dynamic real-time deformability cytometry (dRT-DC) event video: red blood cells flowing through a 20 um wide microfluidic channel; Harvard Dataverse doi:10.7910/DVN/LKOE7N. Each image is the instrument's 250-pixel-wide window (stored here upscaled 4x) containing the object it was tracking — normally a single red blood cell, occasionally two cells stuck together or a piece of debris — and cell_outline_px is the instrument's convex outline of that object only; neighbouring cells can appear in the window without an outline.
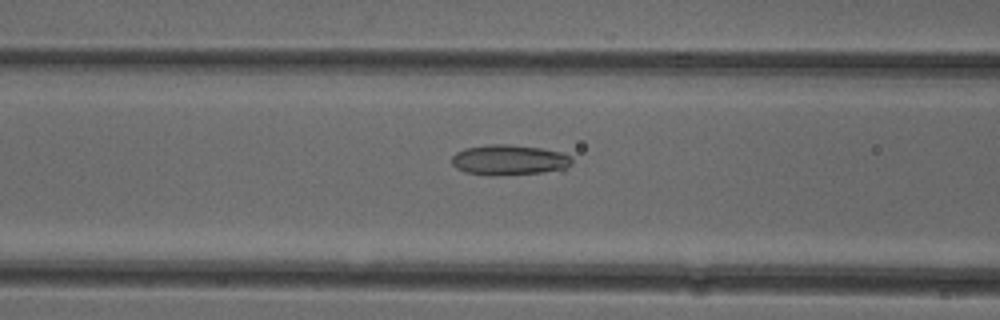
{"species": "common noctule bat (a hibernating species)", "species_latin": "Nyctalus noctula", "temperature_condition": "cold", "stored_images_in_passage": 52, "camera_frame_rate_fps": 3000, "um_per_image_px": 0.085, "animal": {"sex": "female"}, "frame": {"image": 1, "passage_image": 21, "time_ms": 6.667, "image_size_px": [1000, 320], "cell_outline_px": [[572, 164], [564, 172], [496, 176], [492, 176], [464, 172], [456, 168], [452, 164], [452, 156], [456, 152], [464, 148], [488, 144], [508, 144], [540, 148], [560, 152], [572, 156]], "centroid_in_image_um": [43.35, 13.63], "position_along_channel_um": 123.3, "area_um2": 22.08}}
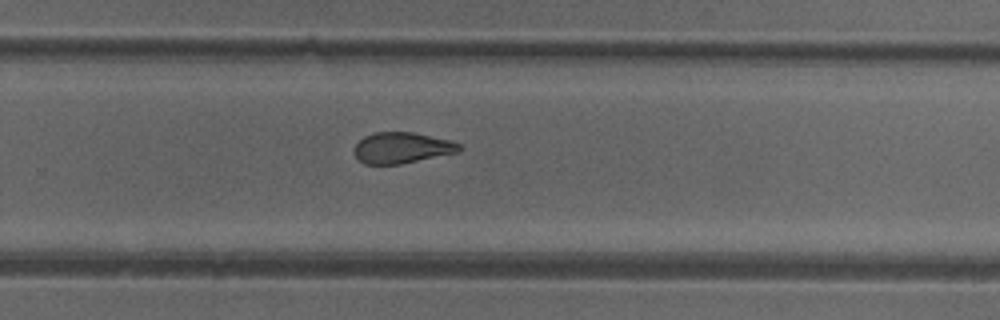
{"frame": {"image": 2, "passage_image": 34, "time_ms": 11.0, "image_size_px": [1000, 320], "cell_outline_px": [[464, 148], [460, 152], [400, 164], [364, 164], [352, 152], [356, 144], [364, 136], [372, 132], [416, 132], [452, 140], [460, 144]], "centroid_in_image_um": [34.2, 12.55], "position_along_channel_um": 295.6, "area_um2": 19.31}}
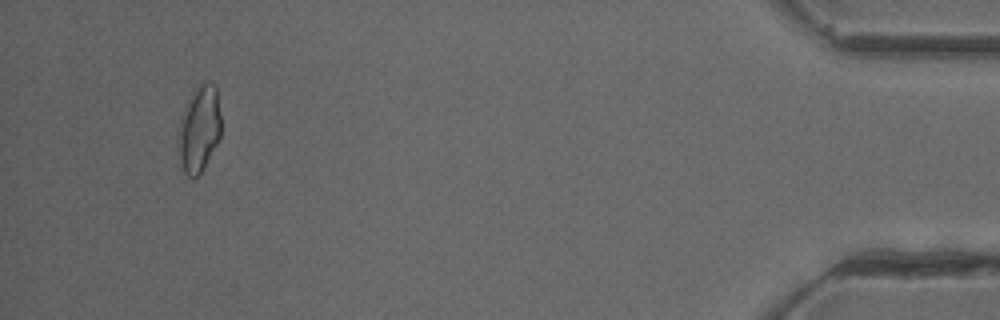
{"frame": {"image": 3, "passage_image": 49, "time_ms": 16.0, "image_size_px": [1000, 320], "cell_outline_px": [[220, 136], [216, 144], [200, 172], [192, 180], [184, 172], [180, 164], [180, 116], [196, 88], [208, 80], [216, 84], [220, 116]], "centroid_in_image_um": [16.95, 10.94], "position_along_channel_um": 418.3, "area_um2": 20.81}, "authors_computed_cell_mechanics": {"area_um2": 20.9236, "velocity_mm_per_s": 3.9876, "shape_relaxation_time_tau1_ms": null, "shape_relaxation_time_tau2_ms": 4.0669, "deformation_change_tau1": null, "deformation_change_tau2": 0.0958}}